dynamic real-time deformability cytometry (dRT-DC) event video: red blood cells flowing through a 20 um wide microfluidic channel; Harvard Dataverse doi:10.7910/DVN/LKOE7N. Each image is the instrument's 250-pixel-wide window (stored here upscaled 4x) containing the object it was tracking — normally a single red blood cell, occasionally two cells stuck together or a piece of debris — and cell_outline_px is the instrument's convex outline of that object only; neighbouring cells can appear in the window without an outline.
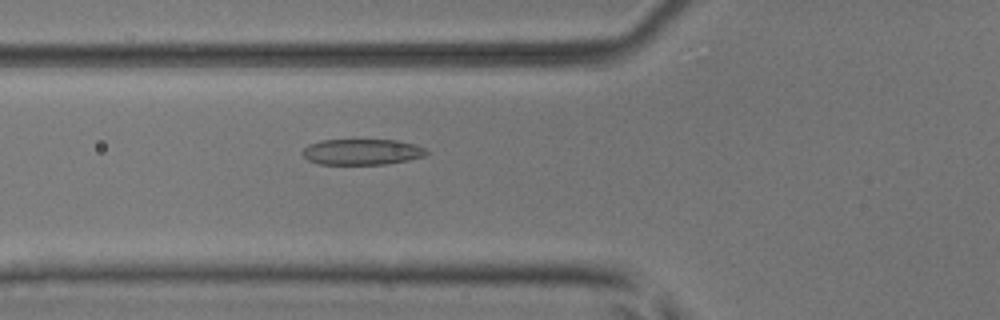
{"species": "common noctule bat (a hibernating species)", "species_latin": "Nyctalus noctula", "temperature_condition": "room temperature", "stored_images_in_passage": 38, "camera_frame_rate_fps": 3000, "um_per_image_px": 0.085, "animal": {"sex": "male", "body_mass_g": 17.9, "forearm_length_mm": 54.2}, "frame": {"image": 1, "passage_image": 5, "time_ms": 1.333, "image_size_px": [1000, 320], "cell_outline_px": [[428, 152], [424, 156], [408, 160], [388, 164], [320, 164], [308, 160], [300, 152], [308, 144], [320, 140], [400, 140], [416, 144], [424, 148]], "centroid_in_image_um": [30.76, 12.9], "position_along_channel_um": 95.0, "area_um2": 18.79}}
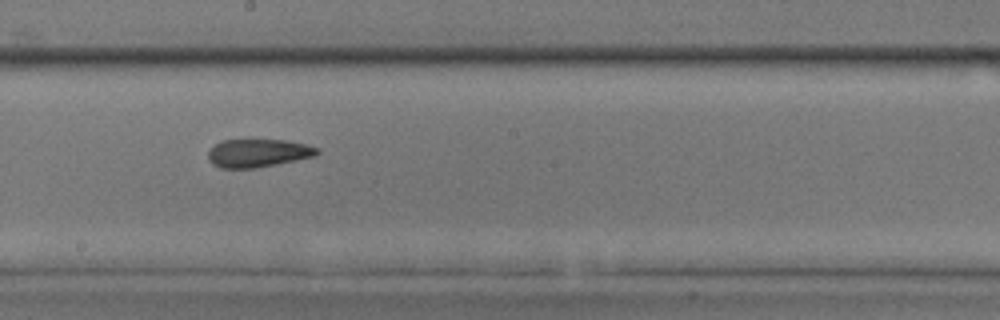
{"frame": {"image": 2, "passage_image": 15, "time_ms": 4.667, "image_size_px": [1000, 320], "cell_outline_px": [[320, 152], [316, 156], [256, 168], [220, 168], [212, 164], [208, 160], [208, 152], [220, 140], [248, 136], [288, 140], [308, 144], [320, 148]], "centroid_in_image_um": [21.94, 12.94], "position_along_channel_um": 226.3, "area_um2": 19.02}}
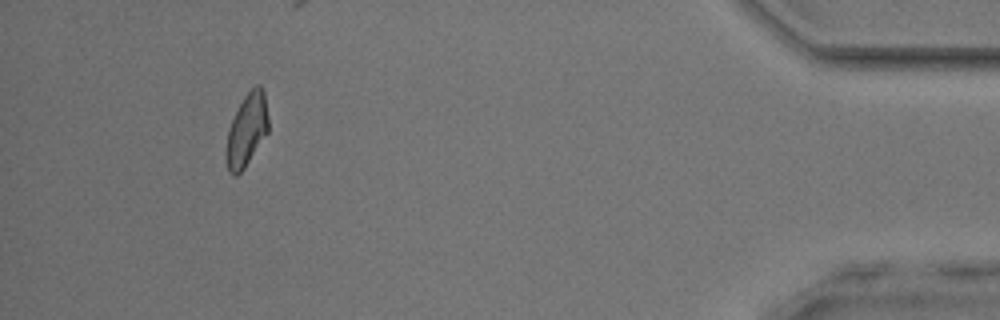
{"frame": {"image": 3, "passage_image": 34, "time_ms": 11.0, "image_size_px": [1000, 320], "cell_outline_px": [[268, 132], [244, 168], [236, 176], [232, 176], [228, 172], [224, 160], [224, 156], [228, 128], [244, 96], [256, 84], [260, 84], [264, 92], [268, 116]], "centroid_in_image_um": [20.94, 11.09], "position_along_channel_um": 414.3, "area_um2": 18.03}, "authors_computed_cell_mechanics": {"area_um2": 18.3226, "velocity_mm_per_s": 3.9525, "shape_relaxation_time_tau1_ms": null, "shape_relaxation_time_tau2_ms": 1.5236, "deformation_change_tau1": null, "deformation_change_tau2": 0.0882}}